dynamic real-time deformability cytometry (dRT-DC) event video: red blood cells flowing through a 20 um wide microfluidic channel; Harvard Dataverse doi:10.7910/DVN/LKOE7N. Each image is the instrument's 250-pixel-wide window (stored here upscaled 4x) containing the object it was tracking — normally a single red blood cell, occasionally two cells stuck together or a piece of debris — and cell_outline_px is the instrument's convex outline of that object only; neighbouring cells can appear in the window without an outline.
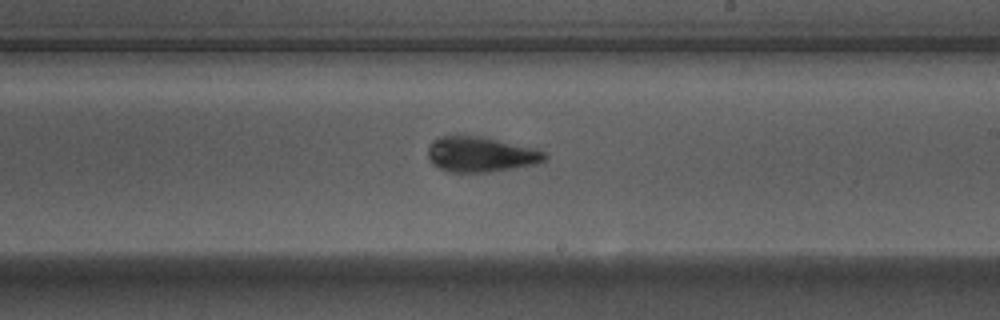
{"species": "Egyptian fruit bat (a non-hibernating species)", "species_latin": "Rousettus aegyptiacus", "temperature_condition": "warm", "stored_images_in_passage": 41, "camera_frame_rate_fps": 3000, "um_per_image_px": 0.085, "animal": {"sex": "male"}, "frame": {"image": 1, "passage_image": 16, "time_ms": 5.0, "image_size_px": [1000, 320], "cell_outline_px": [[548, 156], [544, 160], [536, 164], [488, 172], [448, 172], [432, 164], [428, 156], [428, 148], [432, 140], [440, 136], [484, 136], [532, 148], [544, 152]], "centroid_in_image_um": [40.82, 13.12], "position_along_channel_um": 248.2, "area_um2": 23.87}}
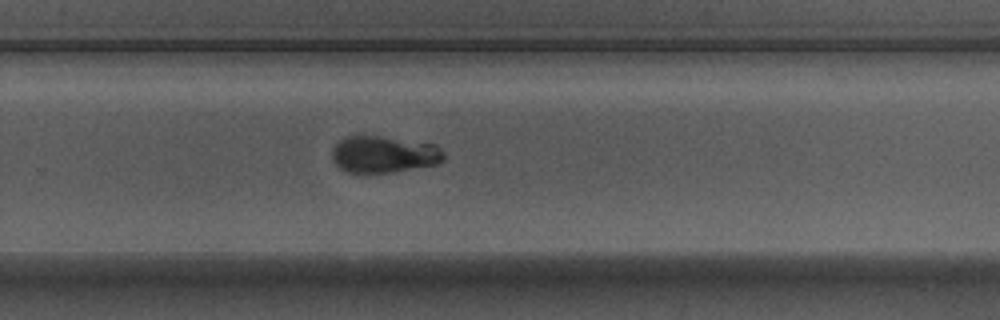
{"frame": {"image": 2, "passage_image": 20, "time_ms": 6.333, "image_size_px": [1000, 320], "cell_outline_px": [[444, 160], [436, 164], [392, 172], [348, 172], [340, 168], [332, 160], [332, 148], [340, 140], [348, 136], [376, 136], [436, 144], [444, 152]], "centroid_in_image_um": [32.63, 13.12], "position_along_channel_um": 297.2, "area_um2": 23.7}}